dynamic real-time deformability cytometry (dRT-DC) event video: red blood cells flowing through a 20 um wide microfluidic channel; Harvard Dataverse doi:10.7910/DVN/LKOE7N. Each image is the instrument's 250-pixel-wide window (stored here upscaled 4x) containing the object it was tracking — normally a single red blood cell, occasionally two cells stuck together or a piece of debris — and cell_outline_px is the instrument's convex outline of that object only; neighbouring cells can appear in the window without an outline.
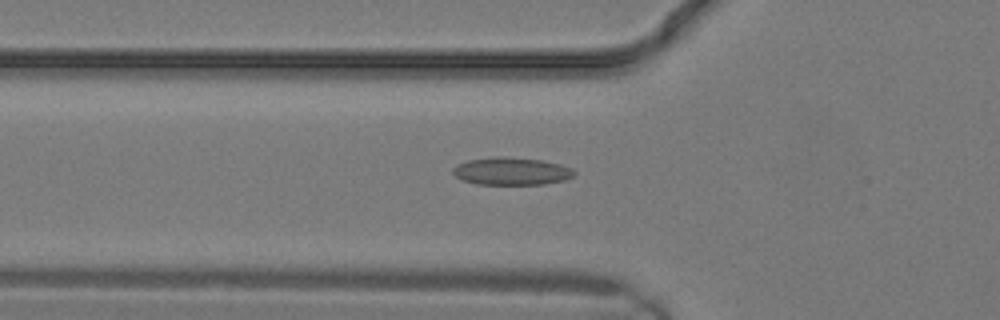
{"species": "common noctule bat (a hibernating species)", "species_latin": "Nyctalus noctula", "temperature_condition": "warm", "stored_images_in_passage": 17, "camera_frame_rate_fps": 3000, "um_per_image_px": 0.085, "animal": {"sex": "male", "body_mass_g": 19.2, "forearm_length_mm": 51.8}, "frame": {"image": 1, "passage_image": 10, "time_ms": 3.0, "image_size_px": [1000, 320], "cell_outline_px": [[576, 172], [572, 176], [564, 180], [544, 184], [476, 184], [464, 180], [456, 176], [452, 172], [452, 168], [456, 164], [468, 160], [496, 156], [500, 156], [540, 160], [560, 164], [572, 168]], "centroid_in_image_um": [43.45, 14.55], "position_along_channel_um": 82.3, "area_um2": 19.42}}
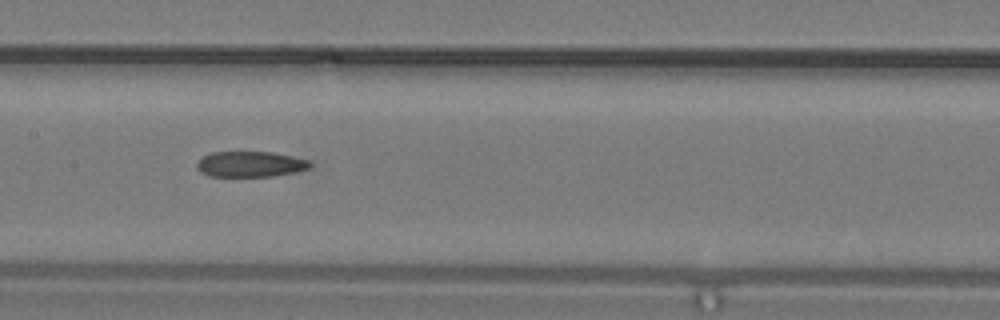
{"frame": {"image": 2, "passage_image": 14, "time_ms": 4.333, "image_size_px": [1000, 320], "cell_outline_px": [[312, 168], [296, 172], [272, 176], [208, 176], [200, 172], [196, 168], [196, 164], [204, 156], [212, 152], [272, 152], [292, 156], [308, 160], [312, 164]], "centroid_in_image_um": [21.3, 13.96], "position_along_channel_um": 186.1, "area_um2": 16.94}}
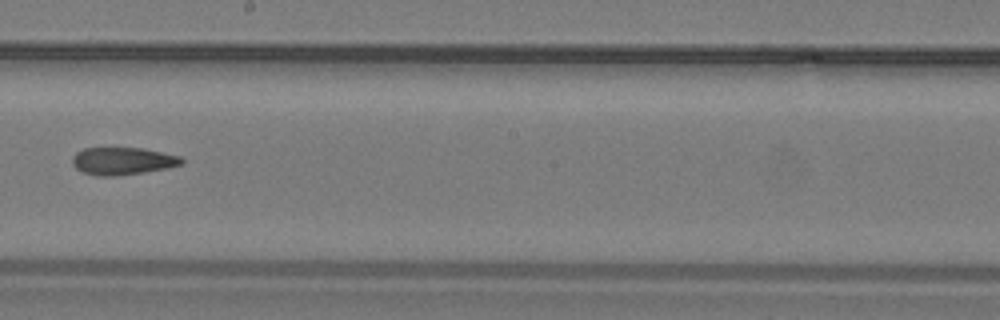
{"frame": {"image": 3, "passage_image": 16, "time_ms": 5.0, "image_size_px": [1000, 320], "cell_outline_px": [[184, 164], [168, 168], [144, 172], [116, 176], [100, 176], [80, 172], [72, 164], [72, 156], [76, 152], [84, 148], [144, 148], [180, 156], [184, 160]], "centroid_in_image_um": [10.42, 13.69], "position_along_channel_um": 237.8, "area_um2": 17.69}}